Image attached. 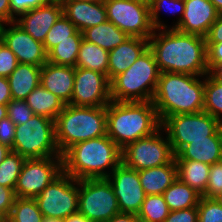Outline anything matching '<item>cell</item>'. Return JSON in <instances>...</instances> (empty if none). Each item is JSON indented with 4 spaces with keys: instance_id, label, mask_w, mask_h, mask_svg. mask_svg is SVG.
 Returning a JSON list of instances; mask_svg holds the SVG:
<instances>
[{
    "instance_id": "c3c4849f",
    "label": "cell",
    "mask_w": 222,
    "mask_h": 222,
    "mask_svg": "<svg viewBox=\"0 0 222 222\" xmlns=\"http://www.w3.org/2000/svg\"><path fill=\"white\" fill-rule=\"evenodd\" d=\"M0 22L2 24L11 22L10 0H0Z\"/></svg>"
},
{
    "instance_id": "7bdbcfd3",
    "label": "cell",
    "mask_w": 222,
    "mask_h": 222,
    "mask_svg": "<svg viewBox=\"0 0 222 222\" xmlns=\"http://www.w3.org/2000/svg\"><path fill=\"white\" fill-rule=\"evenodd\" d=\"M15 198L14 189L0 186V217L5 221L10 215Z\"/></svg>"
},
{
    "instance_id": "f546056e",
    "label": "cell",
    "mask_w": 222,
    "mask_h": 222,
    "mask_svg": "<svg viewBox=\"0 0 222 222\" xmlns=\"http://www.w3.org/2000/svg\"><path fill=\"white\" fill-rule=\"evenodd\" d=\"M203 111L222 121V74L204 75V108Z\"/></svg>"
},
{
    "instance_id": "4dcf8cb0",
    "label": "cell",
    "mask_w": 222,
    "mask_h": 222,
    "mask_svg": "<svg viewBox=\"0 0 222 222\" xmlns=\"http://www.w3.org/2000/svg\"><path fill=\"white\" fill-rule=\"evenodd\" d=\"M82 32H78L71 40H64L47 53V62L55 65L76 66Z\"/></svg>"
},
{
    "instance_id": "4fadbf2b",
    "label": "cell",
    "mask_w": 222,
    "mask_h": 222,
    "mask_svg": "<svg viewBox=\"0 0 222 222\" xmlns=\"http://www.w3.org/2000/svg\"><path fill=\"white\" fill-rule=\"evenodd\" d=\"M107 20L129 37L149 39L154 33L149 6L132 0H105Z\"/></svg>"
},
{
    "instance_id": "ba28073f",
    "label": "cell",
    "mask_w": 222,
    "mask_h": 222,
    "mask_svg": "<svg viewBox=\"0 0 222 222\" xmlns=\"http://www.w3.org/2000/svg\"><path fill=\"white\" fill-rule=\"evenodd\" d=\"M161 127L167 133L172 150L176 155L193 140L207 139L214 135L222 127V121L201 111L171 115L161 123Z\"/></svg>"
},
{
    "instance_id": "11a10c76",
    "label": "cell",
    "mask_w": 222,
    "mask_h": 222,
    "mask_svg": "<svg viewBox=\"0 0 222 222\" xmlns=\"http://www.w3.org/2000/svg\"><path fill=\"white\" fill-rule=\"evenodd\" d=\"M42 222H63V220L51 217H44Z\"/></svg>"
},
{
    "instance_id": "cb8c5ba5",
    "label": "cell",
    "mask_w": 222,
    "mask_h": 222,
    "mask_svg": "<svg viewBox=\"0 0 222 222\" xmlns=\"http://www.w3.org/2000/svg\"><path fill=\"white\" fill-rule=\"evenodd\" d=\"M41 67L18 63L17 67L7 77L13 100H25L40 84Z\"/></svg>"
},
{
    "instance_id": "7c38bea8",
    "label": "cell",
    "mask_w": 222,
    "mask_h": 222,
    "mask_svg": "<svg viewBox=\"0 0 222 222\" xmlns=\"http://www.w3.org/2000/svg\"><path fill=\"white\" fill-rule=\"evenodd\" d=\"M62 172V157L26 159L14 189L16 197L35 199Z\"/></svg>"
},
{
    "instance_id": "db71d44e",
    "label": "cell",
    "mask_w": 222,
    "mask_h": 222,
    "mask_svg": "<svg viewBox=\"0 0 222 222\" xmlns=\"http://www.w3.org/2000/svg\"><path fill=\"white\" fill-rule=\"evenodd\" d=\"M7 117V105L0 104V120Z\"/></svg>"
},
{
    "instance_id": "6da1fadb",
    "label": "cell",
    "mask_w": 222,
    "mask_h": 222,
    "mask_svg": "<svg viewBox=\"0 0 222 222\" xmlns=\"http://www.w3.org/2000/svg\"><path fill=\"white\" fill-rule=\"evenodd\" d=\"M159 33H158V32ZM158 69L162 72L203 76L209 73L206 38L176 29H156L149 38Z\"/></svg>"
},
{
    "instance_id": "d6a6232c",
    "label": "cell",
    "mask_w": 222,
    "mask_h": 222,
    "mask_svg": "<svg viewBox=\"0 0 222 222\" xmlns=\"http://www.w3.org/2000/svg\"><path fill=\"white\" fill-rule=\"evenodd\" d=\"M43 219L35 199L16 197L6 222H42Z\"/></svg>"
},
{
    "instance_id": "9c48e42d",
    "label": "cell",
    "mask_w": 222,
    "mask_h": 222,
    "mask_svg": "<svg viewBox=\"0 0 222 222\" xmlns=\"http://www.w3.org/2000/svg\"><path fill=\"white\" fill-rule=\"evenodd\" d=\"M163 132L160 127L152 135L126 145L122 149V163L137 171L171 163L175 154L167 133Z\"/></svg>"
},
{
    "instance_id": "d4e9b609",
    "label": "cell",
    "mask_w": 222,
    "mask_h": 222,
    "mask_svg": "<svg viewBox=\"0 0 222 222\" xmlns=\"http://www.w3.org/2000/svg\"><path fill=\"white\" fill-rule=\"evenodd\" d=\"M82 34L83 39L107 51L116 48L129 38L125 32L108 20L99 25L87 28Z\"/></svg>"
},
{
    "instance_id": "603a6c76",
    "label": "cell",
    "mask_w": 222,
    "mask_h": 222,
    "mask_svg": "<svg viewBox=\"0 0 222 222\" xmlns=\"http://www.w3.org/2000/svg\"><path fill=\"white\" fill-rule=\"evenodd\" d=\"M141 186L146 195H162L177 179L175 160L169 164L138 171Z\"/></svg>"
},
{
    "instance_id": "6f0895ef",
    "label": "cell",
    "mask_w": 222,
    "mask_h": 222,
    "mask_svg": "<svg viewBox=\"0 0 222 222\" xmlns=\"http://www.w3.org/2000/svg\"><path fill=\"white\" fill-rule=\"evenodd\" d=\"M132 1L139 2L147 6H149L151 3V0H132Z\"/></svg>"
},
{
    "instance_id": "7dc6e473",
    "label": "cell",
    "mask_w": 222,
    "mask_h": 222,
    "mask_svg": "<svg viewBox=\"0 0 222 222\" xmlns=\"http://www.w3.org/2000/svg\"><path fill=\"white\" fill-rule=\"evenodd\" d=\"M11 100L9 80L7 77L0 76V104L7 105Z\"/></svg>"
},
{
    "instance_id": "277c9868",
    "label": "cell",
    "mask_w": 222,
    "mask_h": 222,
    "mask_svg": "<svg viewBox=\"0 0 222 222\" xmlns=\"http://www.w3.org/2000/svg\"><path fill=\"white\" fill-rule=\"evenodd\" d=\"M107 135L121 148L152 135L161 127L152 101L117 102L106 106Z\"/></svg>"
},
{
    "instance_id": "94428289",
    "label": "cell",
    "mask_w": 222,
    "mask_h": 222,
    "mask_svg": "<svg viewBox=\"0 0 222 222\" xmlns=\"http://www.w3.org/2000/svg\"><path fill=\"white\" fill-rule=\"evenodd\" d=\"M1 27H2V23L0 22V34H1Z\"/></svg>"
},
{
    "instance_id": "1f68e13d",
    "label": "cell",
    "mask_w": 222,
    "mask_h": 222,
    "mask_svg": "<svg viewBox=\"0 0 222 222\" xmlns=\"http://www.w3.org/2000/svg\"><path fill=\"white\" fill-rule=\"evenodd\" d=\"M164 9L167 12L180 14L179 17H177V22L171 26L167 27L162 21H160V10ZM163 10V11H164ZM185 10V4L184 0H151V3L149 5V11H150V20L154 27V29H175L184 14Z\"/></svg>"
},
{
    "instance_id": "d590c367",
    "label": "cell",
    "mask_w": 222,
    "mask_h": 222,
    "mask_svg": "<svg viewBox=\"0 0 222 222\" xmlns=\"http://www.w3.org/2000/svg\"><path fill=\"white\" fill-rule=\"evenodd\" d=\"M26 158L11 151L0 164V186L15 189Z\"/></svg>"
},
{
    "instance_id": "484cf974",
    "label": "cell",
    "mask_w": 222,
    "mask_h": 222,
    "mask_svg": "<svg viewBox=\"0 0 222 222\" xmlns=\"http://www.w3.org/2000/svg\"><path fill=\"white\" fill-rule=\"evenodd\" d=\"M34 114L56 120L64 109L65 103L60 98L39 84L25 99Z\"/></svg>"
},
{
    "instance_id": "816d5d0a",
    "label": "cell",
    "mask_w": 222,
    "mask_h": 222,
    "mask_svg": "<svg viewBox=\"0 0 222 222\" xmlns=\"http://www.w3.org/2000/svg\"><path fill=\"white\" fill-rule=\"evenodd\" d=\"M11 152V148L5 144L0 143V164L3 162L5 157Z\"/></svg>"
},
{
    "instance_id": "f35d334b",
    "label": "cell",
    "mask_w": 222,
    "mask_h": 222,
    "mask_svg": "<svg viewBox=\"0 0 222 222\" xmlns=\"http://www.w3.org/2000/svg\"><path fill=\"white\" fill-rule=\"evenodd\" d=\"M220 193H222V161L210 166L208 184L202 197L214 198Z\"/></svg>"
},
{
    "instance_id": "e575fe53",
    "label": "cell",
    "mask_w": 222,
    "mask_h": 222,
    "mask_svg": "<svg viewBox=\"0 0 222 222\" xmlns=\"http://www.w3.org/2000/svg\"><path fill=\"white\" fill-rule=\"evenodd\" d=\"M78 32L76 26L62 14L46 34L43 42L46 52L64 40H71Z\"/></svg>"
},
{
    "instance_id": "ab89813d",
    "label": "cell",
    "mask_w": 222,
    "mask_h": 222,
    "mask_svg": "<svg viewBox=\"0 0 222 222\" xmlns=\"http://www.w3.org/2000/svg\"><path fill=\"white\" fill-rule=\"evenodd\" d=\"M17 65L16 55L0 40V76L8 77Z\"/></svg>"
},
{
    "instance_id": "8fae6325",
    "label": "cell",
    "mask_w": 222,
    "mask_h": 222,
    "mask_svg": "<svg viewBox=\"0 0 222 222\" xmlns=\"http://www.w3.org/2000/svg\"><path fill=\"white\" fill-rule=\"evenodd\" d=\"M35 200L44 217L64 220L78 212L79 180L62 172Z\"/></svg>"
},
{
    "instance_id": "bcb514c9",
    "label": "cell",
    "mask_w": 222,
    "mask_h": 222,
    "mask_svg": "<svg viewBox=\"0 0 222 222\" xmlns=\"http://www.w3.org/2000/svg\"><path fill=\"white\" fill-rule=\"evenodd\" d=\"M205 38L206 43L222 42V14H219L216 21L212 24L208 35Z\"/></svg>"
},
{
    "instance_id": "91938a15",
    "label": "cell",
    "mask_w": 222,
    "mask_h": 222,
    "mask_svg": "<svg viewBox=\"0 0 222 222\" xmlns=\"http://www.w3.org/2000/svg\"><path fill=\"white\" fill-rule=\"evenodd\" d=\"M0 222H6L2 217H0Z\"/></svg>"
},
{
    "instance_id": "f6af8a7d",
    "label": "cell",
    "mask_w": 222,
    "mask_h": 222,
    "mask_svg": "<svg viewBox=\"0 0 222 222\" xmlns=\"http://www.w3.org/2000/svg\"><path fill=\"white\" fill-rule=\"evenodd\" d=\"M16 125L7 116L0 120V143L12 149Z\"/></svg>"
},
{
    "instance_id": "836d02e7",
    "label": "cell",
    "mask_w": 222,
    "mask_h": 222,
    "mask_svg": "<svg viewBox=\"0 0 222 222\" xmlns=\"http://www.w3.org/2000/svg\"><path fill=\"white\" fill-rule=\"evenodd\" d=\"M169 212L163 195H146L137 216L141 222H164Z\"/></svg>"
},
{
    "instance_id": "2e32d148",
    "label": "cell",
    "mask_w": 222,
    "mask_h": 222,
    "mask_svg": "<svg viewBox=\"0 0 222 222\" xmlns=\"http://www.w3.org/2000/svg\"><path fill=\"white\" fill-rule=\"evenodd\" d=\"M0 40L16 55L18 63L42 67L47 62L44 44L26 33L15 21L2 24Z\"/></svg>"
},
{
    "instance_id": "8d00e7d4",
    "label": "cell",
    "mask_w": 222,
    "mask_h": 222,
    "mask_svg": "<svg viewBox=\"0 0 222 222\" xmlns=\"http://www.w3.org/2000/svg\"><path fill=\"white\" fill-rule=\"evenodd\" d=\"M198 208V222H222V206L213 198L201 197Z\"/></svg>"
},
{
    "instance_id": "e0dca14e",
    "label": "cell",
    "mask_w": 222,
    "mask_h": 222,
    "mask_svg": "<svg viewBox=\"0 0 222 222\" xmlns=\"http://www.w3.org/2000/svg\"><path fill=\"white\" fill-rule=\"evenodd\" d=\"M185 10L177 31L206 37L219 13L210 0H184Z\"/></svg>"
},
{
    "instance_id": "681fc988",
    "label": "cell",
    "mask_w": 222,
    "mask_h": 222,
    "mask_svg": "<svg viewBox=\"0 0 222 222\" xmlns=\"http://www.w3.org/2000/svg\"><path fill=\"white\" fill-rule=\"evenodd\" d=\"M106 222H141L136 214L118 213Z\"/></svg>"
},
{
    "instance_id": "7402d4cb",
    "label": "cell",
    "mask_w": 222,
    "mask_h": 222,
    "mask_svg": "<svg viewBox=\"0 0 222 222\" xmlns=\"http://www.w3.org/2000/svg\"><path fill=\"white\" fill-rule=\"evenodd\" d=\"M174 160H193L212 165L222 161V127L207 139L193 140L184 146Z\"/></svg>"
},
{
    "instance_id": "9a60e30c",
    "label": "cell",
    "mask_w": 222,
    "mask_h": 222,
    "mask_svg": "<svg viewBox=\"0 0 222 222\" xmlns=\"http://www.w3.org/2000/svg\"><path fill=\"white\" fill-rule=\"evenodd\" d=\"M107 179L111 182L117 197L120 213L137 215L146 196L141 186L138 171L121 162Z\"/></svg>"
},
{
    "instance_id": "3957f363",
    "label": "cell",
    "mask_w": 222,
    "mask_h": 222,
    "mask_svg": "<svg viewBox=\"0 0 222 222\" xmlns=\"http://www.w3.org/2000/svg\"><path fill=\"white\" fill-rule=\"evenodd\" d=\"M152 102L161 123L171 115L203 111L204 75L160 73Z\"/></svg>"
},
{
    "instance_id": "83f0119b",
    "label": "cell",
    "mask_w": 222,
    "mask_h": 222,
    "mask_svg": "<svg viewBox=\"0 0 222 222\" xmlns=\"http://www.w3.org/2000/svg\"><path fill=\"white\" fill-rule=\"evenodd\" d=\"M170 211L197 207L202 195L178 178L162 194Z\"/></svg>"
},
{
    "instance_id": "ee69618b",
    "label": "cell",
    "mask_w": 222,
    "mask_h": 222,
    "mask_svg": "<svg viewBox=\"0 0 222 222\" xmlns=\"http://www.w3.org/2000/svg\"><path fill=\"white\" fill-rule=\"evenodd\" d=\"M164 222H198V208L170 211Z\"/></svg>"
},
{
    "instance_id": "f1b7e54d",
    "label": "cell",
    "mask_w": 222,
    "mask_h": 222,
    "mask_svg": "<svg viewBox=\"0 0 222 222\" xmlns=\"http://www.w3.org/2000/svg\"><path fill=\"white\" fill-rule=\"evenodd\" d=\"M109 51L82 40L75 67L101 72L107 76Z\"/></svg>"
},
{
    "instance_id": "f5cc1de1",
    "label": "cell",
    "mask_w": 222,
    "mask_h": 222,
    "mask_svg": "<svg viewBox=\"0 0 222 222\" xmlns=\"http://www.w3.org/2000/svg\"><path fill=\"white\" fill-rule=\"evenodd\" d=\"M216 7L219 14H222V0H210Z\"/></svg>"
},
{
    "instance_id": "5bb4252c",
    "label": "cell",
    "mask_w": 222,
    "mask_h": 222,
    "mask_svg": "<svg viewBox=\"0 0 222 222\" xmlns=\"http://www.w3.org/2000/svg\"><path fill=\"white\" fill-rule=\"evenodd\" d=\"M111 102V86L105 74L75 67L73 95L70 101L74 106L99 107Z\"/></svg>"
},
{
    "instance_id": "4316f807",
    "label": "cell",
    "mask_w": 222,
    "mask_h": 222,
    "mask_svg": "<svg viewBox=\"0 0 222 222\" xmlns=\"http://www.w3.org/2000/svg\"><path fill=\"white\" fill-rule=\"evenodd\" d=\"M175 163L177 178L203 195L208 184L211 165L193 160H175Z\"/></svg>"
},
{
    "instance_id": "52a82bcc",
    "label": "cell",
    "mask_w": 222,
    "mask_h": 222,
    "mask_svg": "<svg viewBox=\"0 0 222 222\" xmlns=\"http://www.w3.org/2000/svg\"><path fill=\"white\" fill-rule=\"evenodd\" d=\"M11 151L26 159L62 157L55 141V121L33 114L26 123L16 125Z\"/></svg>"
},
{
    "instance_id": "9f6ffc18",
    "label": "cell",
    "mask_w": 222,
    "mask_h": 222,
    "mask_svg": "<svg viewBox=\"0 0 222 222\" xmlns=\"http://www.w3.org/2000/svg\"><path fill=\"white\" fill-rule=\"evenodd\" d=\"M220 206H222V193L213 198Z\"/></svg>"
},
{
    "instance_id": "5b68a950",
    "label": "cell",
    "mask_w": 222,
    "mask_h": 222,
    "mask_svg": "<svg viewBox=\"0 0 222 222\" xmlns=\"http://www.w3.org/2000/svg\"><path fill=\"white\" fill-rule=\"evenodd\" d=\"M107 135L106 106L65 105L55 120V141L62 155L74 144Z\"/></svg>"
},
{
    "instance_id": "7a4b0ae2",
    "label": "cell",
    "mask_w": 222,
    "mask_h": 222,
    "mask_svg": "<svg viewBox=\"0 0 222 222\" xmlns=\"http://www.w3.org/2000/svg\"><path fill=\"white\" fill-rule=\"evenodd\" d=\"M121 162L122 149L108 135L78 142L62 154L63 172L77 180L107 178Z\"/></svg>"
},
{
    "instance_id": "30bf717a",
    "label": "cell",
    "mask_w": 222,
    "mask_h": 222,
    "mask_svg": "<svg viewBox=\"0 0 222 222\" xmlns=\"http://www.w3.org/2000/svg\"><path fill=\"white\" fill-rule=\"evenodd\" d=\"M78 212L92 222H106L120 213L117 197L107 178L79 180Z\"/></svg>"
},
{
    "instance_id": "ffe728a7",
    "label": "cell",
    "mask_w": 222,
    "mask_h": 222,
    "mask_svg": "<svg viewBox=\"0 0 222 222\" xmlns=\"http://www.w3.org/2000/svg\"><path fill=\"white\" fill-rule=\"evenodd\" d=\"M63 6V14L83 32L89 27L99 25L107 21V13L104 2H87L76 0H60Z\"/></svg>"
},
{
    "instance_id": "b9f144b4",
    "label": "cell",
    "mask_w": 222,
    "mask_h": 222,
    "mask_svg": "<svg viewBox=\"0 0 222 222\" xmlns=\"http://www.w3.org/2000/svg\"><path fill=\"white\" fill-rule=\"evenodd\" d=\"M207 44V64L210 73L222 72V42Z\"/></svg>"
},
{
    "instance_id": "8992f818",
    "label": "cell",
    "mask_w": 222,
    "mask_h": 222,
    "mask_svg": "<svg viewBox=\"0 0 222 222\" xmlns=\"http://www.w3.org/2000/svg\"><path fill=\"white\" fill-rule=\"evenodd\" d=\"M160 71L150 48L110 81L111 101H152Z\"/></svg>"
},
{
    "instance_id": "ac0fdd59",
    "label": "cell",
    "mask_w": 222,
    "mask_h": 222,
    "mask_svg": "<svg viewBox=\"0 0 222 222\" xmlns=\"http://www.w3.org/2000/svg\"><path fill=\"white\" fill-rule=\"evenodd\" d=\"M63 14L60 0H51L49 3L23 13L15 22L35 40L44 42L46 34L53 24Z\"/></svg>"
},
{
    "instance_id": "f907efd6",
    "label": "cell",
    "mask_w": 222,
    "mask_h": 222,
    "mask_svg": "<svg viewBox=\"0 0 222 222\" xmlns=\"http://www.w3.org/2000/svg\"><path fill=\"white\" fill-rule=\"evenodd\" d=\"M63 222H92V221H90L83 214L77 212L68 216L66 219L63 220Z\"/></svg>"
},
{
    "instance_id": "60d3db41",
    "label": "cell",
    "mask_w": 222,
    "mask_h": 222,
    "mask_svg": "<svg viewBox=\"0 0 222 222\" xmlns=\"http://www.w3.org/2000/svg\"><path fill=\"white\" fill-rule=\"evenodd\" d=\"M50 1L51 0H10L11 22H14L21 14L45 5Z\"/></svg>"
},
{
    "instance_id": "680465c9",
    "label": "cell",
    "mask_w": 222,
    "mask_h": 222,
    "mask_svg": "<svg viewBox=\"0 0 222 222\" xmlns=\"http://www.w3.org/2000/svg\"><path fill=\"white\" fill-rule=\"evenodd\" d=\"M76 1H87V2H104L105 0H76Z\"/></svg>"
},
{
    "instance_id": "d6986e66",
    "label": "cell",
    "mask_w": 222,
    "mask_h": 222,
    "mask_svg": "<svg viewBox=\"0 0 222 222\" xmlns=\"http://www.w3.org/2000/svg\"><path fill=\"white\" fill-rule=\"evenodd\" d=\"M74 77L75 67L46 62L41 67L40 84L68 105L73 95Z\"/></svg>"
},
{
    "instance_id": "74e56055",
    "label": "cell",
    "mask_w": 222,
    "mask_h": 222,
    "mask_svg": "<svg viewBox=\"0 0 222 222\" xmlns=\"http://www.w3.org/2000/svg\"><path fill=\"white\" fill-rule=\"evenodd\" d=\"M32 109L25 100H11L7 104V116L15 125L26 123L33 116Z\"/></svg>"
},
{
    "instance_id": "44dd1931",
    "label": "cell",
    "mask_w": 222,
    "mask_h": 222,
    "mask_svg": "<svg viewBox=\"0 0 222 222\" xmlns=\"http://www.w3.org/2000/svg\"><path fill=\"white\" fill-rule=\"evenodd\" d=\"M149 48V39L129 37L109 51L107 76L111 81L126 71Z\"/></svg>"
}]
</instances>
